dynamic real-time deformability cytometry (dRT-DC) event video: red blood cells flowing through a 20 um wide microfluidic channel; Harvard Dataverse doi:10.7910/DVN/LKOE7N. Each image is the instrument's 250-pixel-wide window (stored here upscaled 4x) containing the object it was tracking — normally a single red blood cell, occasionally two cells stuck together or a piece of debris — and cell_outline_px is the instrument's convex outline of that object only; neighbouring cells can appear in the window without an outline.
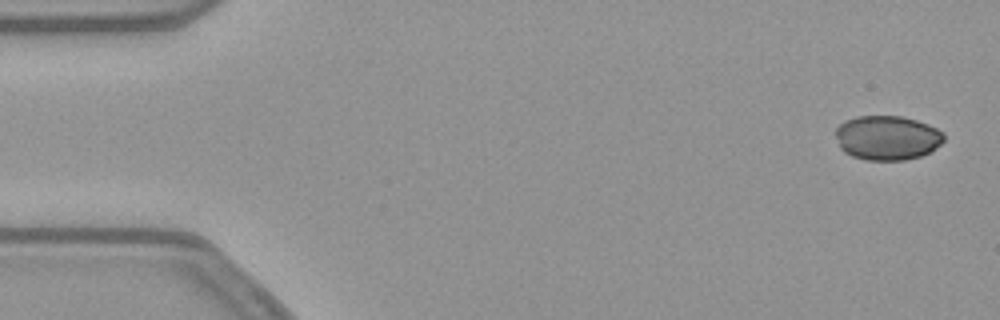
{"species": "common noctule bat (a hibernating species)", "species_latin": "Nyctalus noctula", "temperature_condition": "warm", "stored_images_in_passage": 54, "camera_frame_rate_fps": 3000, "um_per_image_px": 0.085, "animal": {"sex": "female", "body_mass_g": 21.9}, "frame": {"image": 1, "passage_image": 2, "time_ms": 0.333, "image_size_px": [1000, 320], "cell_outline_px": [[944, 140], [932, 152], [920, 156], [904, 160], [864, 160], [852, 156], [844, 152], [840, 148], [836, 136], [836, 128], [844, 120], [856, 116], [900, 116], [916, 120], [928, 124], [944, 132]], "centroid_in_image_um": [75.41, 11.71], "position_along_channel_um": 9.6, "area_um2": 28.26}}
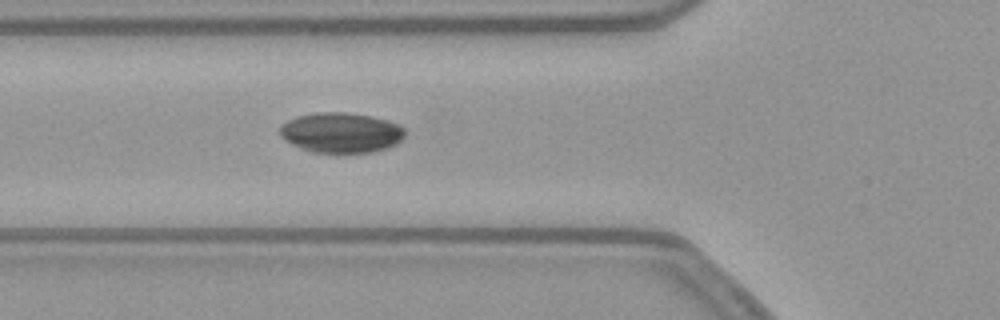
{"frame": {"image": 2, "passage_image": 19, "time_ms": 6.0, "image_size_px": [1000, 320], "cell_outline_px": [[404, 136], [396, 144], [388, 148], [372, 152], [336, 156], [312, 152], [292, 144], [280, 136], [280, 124], [296, 116], [316, 112], [344, 112], [372, 116], [388, 120], [400, 124], [404, 128]], "centroid_in_image_um": [28.99, 11.31], "position_along_channel_um": 96.8, "area_um2": 30.23}}
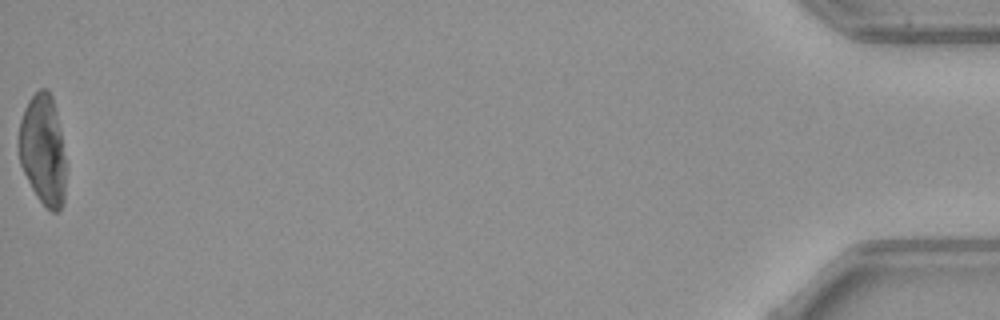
{"frame": {"image": 3, "passage_image": 54, "time_ms": 17.667, "image_size_px": [1000, 320], "cell_outline_px": [[64, 200], [60, 208], [56, 212], [52, 212], [36, 196], [20, 164], [16, 144], [20, 120], [24, 108], [28, 100], [40, 88], [48, 88], [52, 96], [56, 112], [60, 132], [64, 156]], "centroid_in_image_um": [3.6, 12.7], "position_along_channel_um": 431.6, "area_um2": 30.23}}